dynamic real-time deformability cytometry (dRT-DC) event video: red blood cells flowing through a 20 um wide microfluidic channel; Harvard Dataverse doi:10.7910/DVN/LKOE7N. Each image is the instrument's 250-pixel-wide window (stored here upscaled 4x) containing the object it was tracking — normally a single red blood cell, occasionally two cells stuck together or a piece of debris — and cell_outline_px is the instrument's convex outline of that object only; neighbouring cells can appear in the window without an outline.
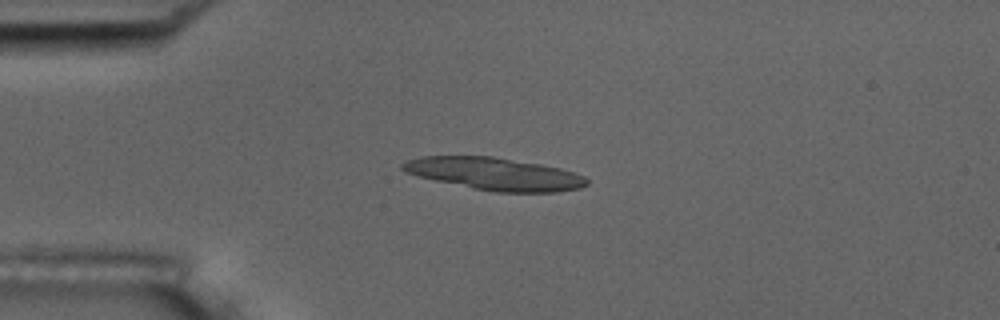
{"species": "common noctule bat (a hibernating species)", "species_latin": "Nyctalus noctula", "temperature_condition": "room temperature", "stored_images_in_passage": 6, "camera_frame_rate_fps": 3000, "um_per_image_px": 0.085, "animal": {"sex": "male", "body_mass_g": 17.5, "forearm_length_mm": 52.3}, "frame": {"image": 1, "passage_image": 3, "time_ms": 3.333, "image_size_px": [1000, 320], "cell_outline_px": [[588, 184], [580, 188], [556, 192], [496, 192], [472, 188], [436, 180], [420, 176], [408, 172], [400, 168], [400, 164], [408, 160], [424, 156], [492, 156], [540, 164], [560, 168], [584, 176], [588, 180]], "centroid_in_image_um": [42.07, 14.78], "position_along_channel_um": 42.9, "area_um2": 34.51}}